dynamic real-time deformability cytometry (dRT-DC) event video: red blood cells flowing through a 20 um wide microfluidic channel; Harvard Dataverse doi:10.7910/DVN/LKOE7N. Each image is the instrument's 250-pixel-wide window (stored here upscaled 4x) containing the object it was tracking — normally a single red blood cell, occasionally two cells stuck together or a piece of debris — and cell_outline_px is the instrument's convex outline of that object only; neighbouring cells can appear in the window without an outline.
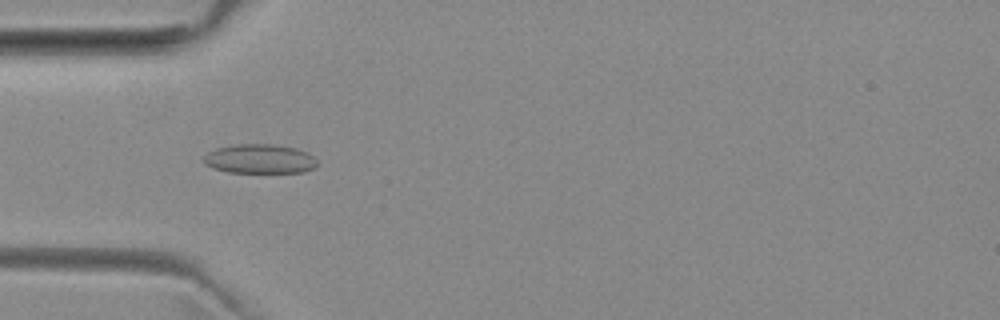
{"species": "common noctule bat (a hibernating species)", "species_latin": "Nyctalus noctula", "temperature_condition": "room temperature", "stored_images_in_passage": 51, "camera_frame_rate_fps": 3000, "um_per_image_px": 0.085, "animal": {"sex": "female", "body_mass_g": 29.2, "forearm_length_mm": 56.3}, "frame": {"image": 1, "passage_image": 15, "time_ms": 4.667, "image_size_px": [1000, 320], "cell_outline_px": [[316, 168], [304, 172], [228, 172], [212, 168], [204, 164], [204, 156], [208, 152], [216, 148], [236, 144], [272, 144], [296, 148], [308, 152], [316, 160]], "centroid_in_image_um": [22.07, 13.5], "position_along_channel_um": 62.9, "area_um2": 19.42}}
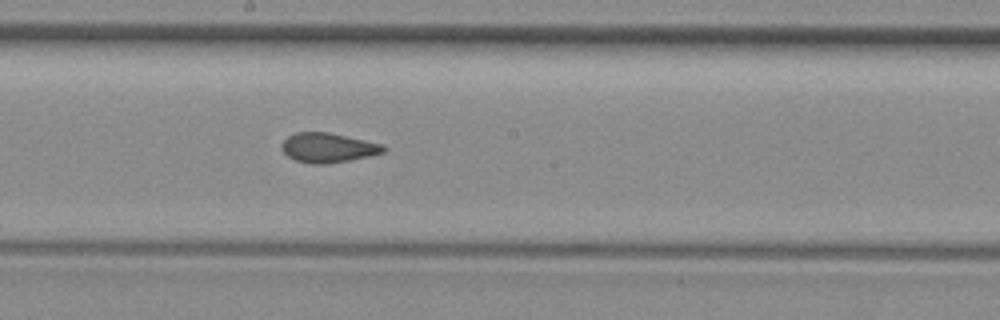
{"frame": {"image": 2, "passage_image": 27, "time_ms": 8.667, "image_size_px": [1000, 320], "cell_outline_px": [[388, 148], [384, 152], [368, 156], [348, 160], [324, 164], [312, 164], [296, 160], [288, 156], [284, 152], [284, 140], [288, 136], [296, 132], [328, 132], [384, 144]], "centroid_in_image_um": [27.93, 12.55], "position_along_channel_um": 220.3, "area_um2": 17.28}}
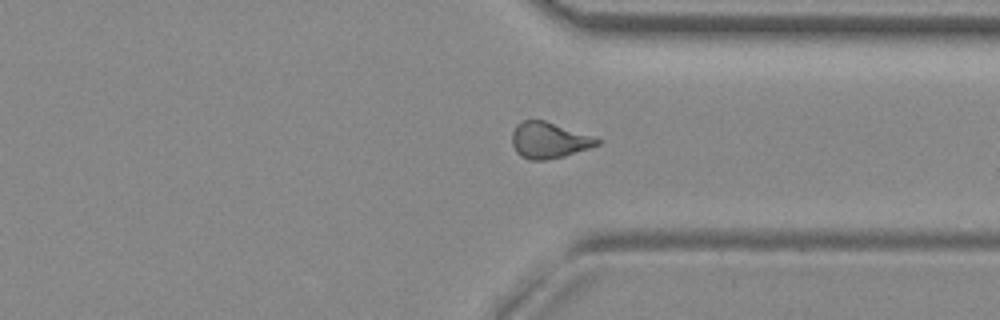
{"frame": {"image": 3, "passage_image": 38, "time_ms": 12.333, "image_size_px": [1000, 320], "cell_outline_px": [[600, 144], [564, 156], [544, 160], [528, 160], [520, 156], [516, 152], [512, 144], [512, 132], [516, 124], [524, 120], [544, 120], [592, 136], [600, 140]], "centroid_in_image_um": [46.61, 11.92], "position_along_channel_um": 364.8, "area_um2": 17.74}, "authors_computed_cell_mechanics": {"area_um2": 18.0914, "velocity_mm_per_s": 3.9502, "shape_relaxation_time_tau1_ms": null, "shape_relaxation_time_tau2_ms": 1.6125, "deformation_change_tau1": null, "deformation_change_tau2": 0.0853}}